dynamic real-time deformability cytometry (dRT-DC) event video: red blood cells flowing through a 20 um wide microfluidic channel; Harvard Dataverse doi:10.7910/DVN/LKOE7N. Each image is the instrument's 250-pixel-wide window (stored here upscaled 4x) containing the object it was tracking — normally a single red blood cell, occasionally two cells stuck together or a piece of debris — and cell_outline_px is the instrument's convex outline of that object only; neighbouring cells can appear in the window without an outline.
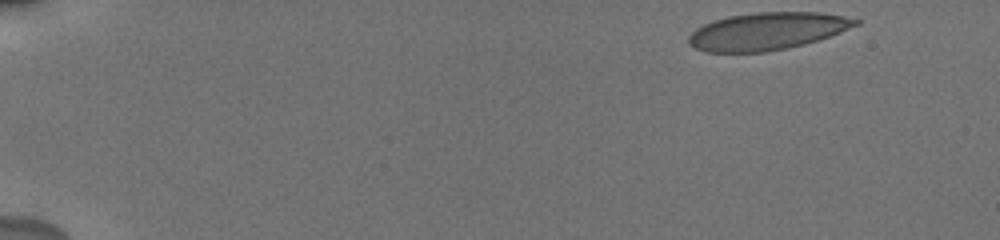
{"species": "human", "species_latin": "Homo sapiens", "temperature_condition": "cold", "stored_images_in_passage": 51, "camera_frame_rate_fps": 3000, "um_per_image_px": 0.085, "donor": {"sex": "male"}, "frame": {"image": 1, "passage_image": 1, "time_ms": 0.0, "image_size_px": [1000, 240], "cell_outline_px": [[860, 24], [840, 32], [804, 44], [788, 48], [764, 52], [704, 52], [688, 44], [688, 36], [696, 28], [712, 20], [728, 16], [756, 12], [820, 12], [860, 20]], "centroid_in_image_um": [65.16, 2.65], "position_along_channel_um": 19.8, "area_um2": 36.3}}
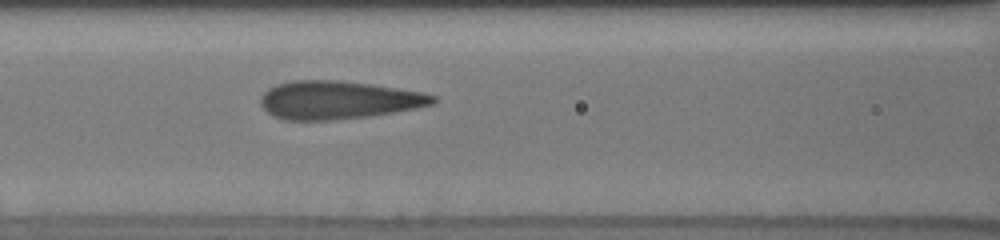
{"frame": {"image": 2, "passage_image": 22, "time_ms": 6.667, "image_size_px": [1000, 240], "cell_outline_px": [[436, 100], [432, 104], [416, 108], [368, 116], [332, 120], [284, 120], [268, 112], [260, 104], [260, 96], [268, 88], [276, 84], [292, 80], [340, 80], [424, 92], [436, 96]], "centroid_in_image_um": [28.72, 8.49], "position_along_channel_um": 137.9, "area_um2": 38.15}}
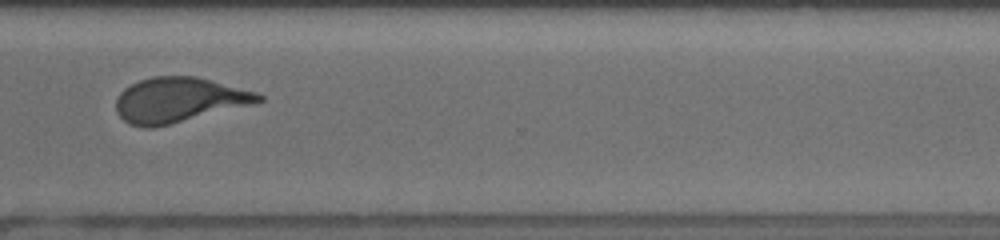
{"frame": {"image": 3, "passage_image": 38, "time_ms": 12.333, "image_size_px": [1000, 240], "cell_outline_px": [[264, 100], [252, 104], [152, 128], [144, 128], [128, 124], [116, 112], [116, 100], [120, 92], [124, 88], [140, 80], [152, 76], [196, 76], [256, 92], [264, 96]], "centroid_in_image_um": [15.16, 8.49], "position_along_channel_um": 355.4, "area_um2": 36.99}, "authors_computed_cell_mechanics": {"area_um2": 37.4544, "velocity_mm_per_s": 3.8455, "shape_relaxation_time_tau1_ms": 6.8667, "shape_relaxation_time_tau2_ms": null, "deformation_change_tau1": 0.2022, "deformation_change_tau2": null}}